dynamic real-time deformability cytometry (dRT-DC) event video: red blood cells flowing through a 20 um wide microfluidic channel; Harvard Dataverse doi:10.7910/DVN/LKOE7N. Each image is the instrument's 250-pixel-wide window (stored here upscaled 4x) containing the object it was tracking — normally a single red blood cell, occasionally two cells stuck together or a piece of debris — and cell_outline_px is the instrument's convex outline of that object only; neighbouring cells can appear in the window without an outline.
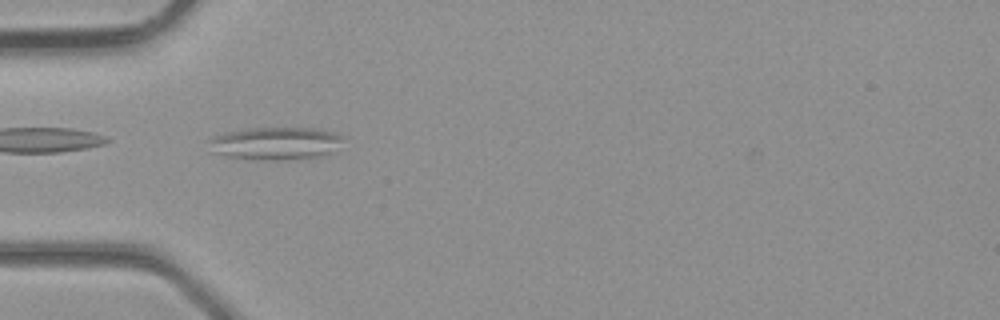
{"species": "common noctule bat (a hibernating species)", "species_latin": "Nyctalus noctula", "temperature_condition": "room temperature", "stored_images_in_passage": 3, "camera_frame_rate_fps": 3000, "um_per_image_px": 0.085, "animal": {"sex": "male", "body_mass_g": 23.1, "forearm_length_mm": 52.7}, "frame": {"image": 1, "passage_image": 2, "time_ms": 0.333, "image_size_px": [1000, 320], "cell_outline_px": [[340, 136], [328, 152], [324, 156], [276, 160], [272, 160], [224, 156], [212, 152], [208, 140], [212, 136], [228, 132], [252, 128], [316, 128], [332, 132]], "centroid_in_image_um": [23.28, 12.18], "position_along_channel_um": 61.7, "area_um2": 24.74}}